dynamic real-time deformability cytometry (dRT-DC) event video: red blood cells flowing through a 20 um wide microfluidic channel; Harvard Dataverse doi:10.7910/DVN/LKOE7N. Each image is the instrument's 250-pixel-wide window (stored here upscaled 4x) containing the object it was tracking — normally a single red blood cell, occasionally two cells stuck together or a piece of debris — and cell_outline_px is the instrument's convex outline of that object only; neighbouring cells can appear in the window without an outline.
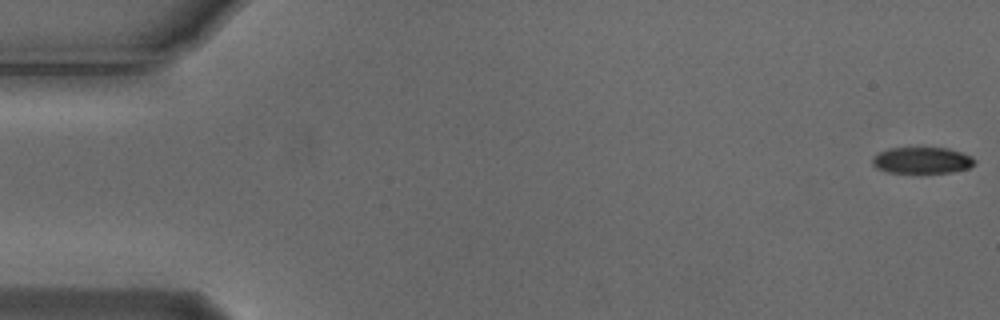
{"species": "Egyptian fruit bat (a non-hibernating species)", "species_latin": "Rousettus aegyptiacus", "temperature_condition": "cold", "stored_images_in_passage": 55, "camera_frame_rate_fps": 3000, "um_per_image_px": 0.085, "animal": {"sex": "male"}, "frame": {"image": 1, "passage_image": 1, "time_ms": 0.0, "image_size_px": [1000, 320], "cell_outline_px": [[976, 160], [968, 168], [952, 172], [920, 176], [888, 172], [876, 168], [872, 164], [872, 156], [888, 148], [948, 148], [972, 156]], "centroid_in_image_um": [78.34, 13.68], "position_along_channel_um": 6.7, "area_um2": 16.47}}
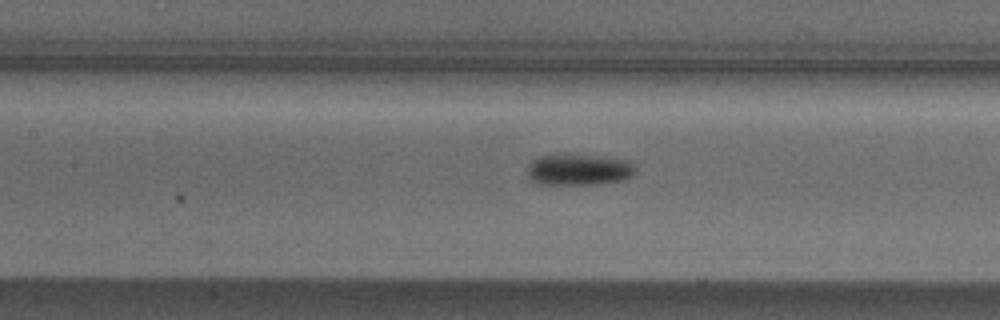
{"frame": {"image": 2, "passage_image": 25, "time_ms": 8.0, "image_size_px": [1000, 320], "cell_outline_px": [[636, 172], [632, 176], [620, 180], [596, 184], [536, 184], [528, 180], [528, 164], [532, 160], [540, 156], [556, 152], [568, 152], [604, 156], [632, 160], [636, 168]], "centroid_in_image_um": [49.17, 14.37], "position_along_channel_um": 158.2, "area_um2": 20.75}}
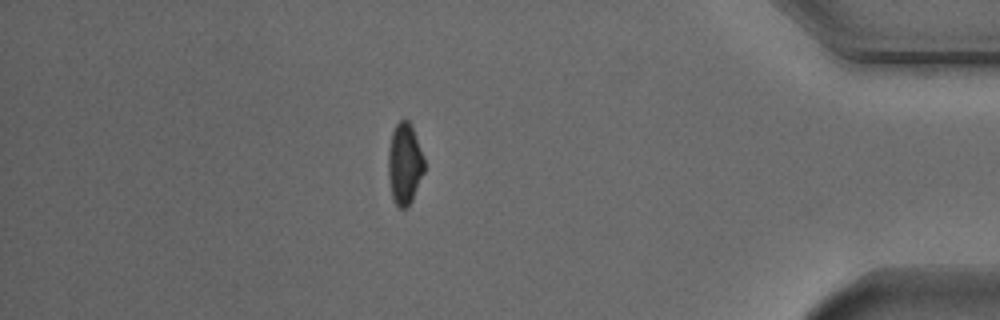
{"frame": {"image": 3, "passage_image": 48, "time_ms": 15.667, "image_size_px": [1000, 320], "cell_outline_px": [[424, 172], [412, 200], [408, 208], [400, 208], [396, 204], [392, 196], [388, 176], [388, 152], [392, 132], [396, 124], [400, 120], [408, 120], [412, 128], [420, 148], [424, 160]], "centroid_in_image_um": [34.38, 13.95], "position_along_channel_um": 400.8, "area_um2": 16.88}, "authors_computed_cell_mechanics": {"area_um2": 18.0914, "velocity_mm_per_s": 3.7321, "shape_relaxation_time_tau1_ms": 2.841, "shape_relaxation_time_tau2_ms": null, "deformation_change_tau1": 0.0969, "deformation_change_tau2": null}}